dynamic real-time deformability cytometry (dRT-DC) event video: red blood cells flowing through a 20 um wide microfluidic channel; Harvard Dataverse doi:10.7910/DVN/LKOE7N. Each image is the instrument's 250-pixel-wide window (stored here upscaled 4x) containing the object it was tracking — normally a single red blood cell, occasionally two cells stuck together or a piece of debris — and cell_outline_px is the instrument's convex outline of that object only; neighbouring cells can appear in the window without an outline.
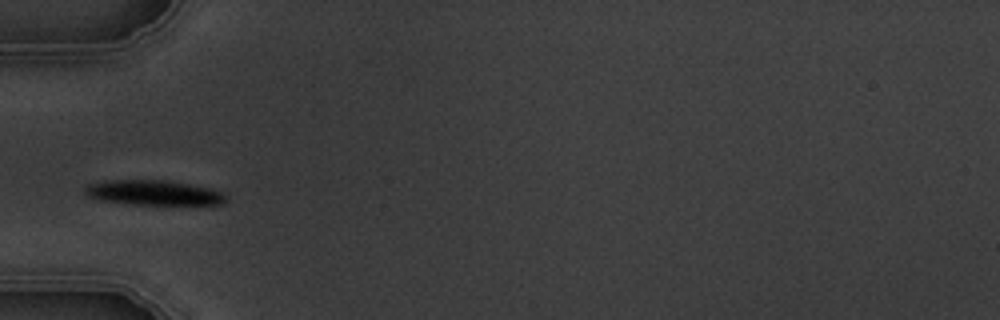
{"species": "common noctule bat (a hibernating species)", "species_latin": "Nyctalus noctula", "temperature_condition": "warm", "stored_images_in_passage": 6, "camera_frame_rate_fps": 3000, "um_per_image_px": 0.085, "animal": {"sex": "male", "body_mass_g": 19.5, "forearm_length_mm": 54.6}, "frame": {"image": 1, "passage_image": 3, "time_ms": 3.333, "image_size_px": [1000, 320], "cell_outline_px": [[228, 200], [224, 204], [132, 204], [100, 200], [88, 196], [84, 192], [84, 188], [88, 184], [104, 180], [164, 180], [188, 184], [208, 188], [220, 192], [228, 196]], "centroid_in_image_um": [13.03, 16.38], "position_along_channel_um": 72.0, "area_um2": 20.35}}